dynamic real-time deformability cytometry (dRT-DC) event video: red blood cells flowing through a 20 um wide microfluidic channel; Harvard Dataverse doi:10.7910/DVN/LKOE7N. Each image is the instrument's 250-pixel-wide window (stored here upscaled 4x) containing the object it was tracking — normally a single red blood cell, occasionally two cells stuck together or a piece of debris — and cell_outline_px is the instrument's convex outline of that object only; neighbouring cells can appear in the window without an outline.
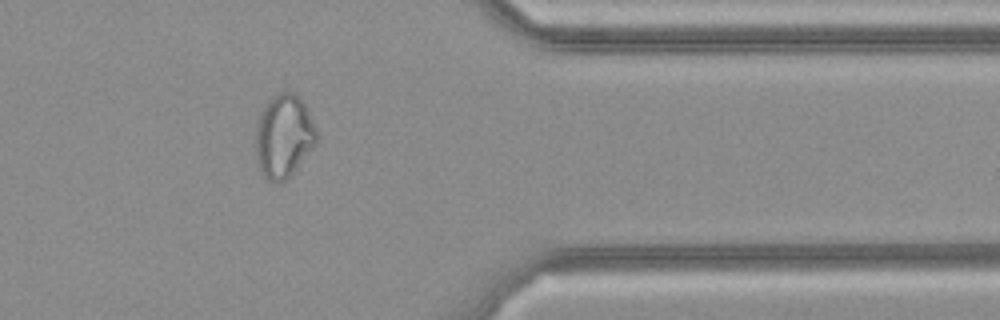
{"species": "common noctule bat (a hibernating species)", "species_latin": "Nyctalus noctula", "temperature_condition": "cold", "stored_images_in_passage": 27, "camera_frame_rate_fps": 3000, "um_per_image_px": 0.085, "animal": {"sex": "female", "body_mass_g": 21.9}, "frame": {"image": 1, "passage_image": 20, "time_ms": 6.333, "image_size_px": [1000, 320], "cell_outline_px": [[316, 144], [292, 172], [284, 180], [276, 184], [268, 180], [260, 172], [256, 156], [256, 120], [264, 104], [272, 96], [280, 92], [292, 92], [304, 104], [316, 128]], "centroid_in_image_um": [24.07, 11.57], "position_along_channel_um": 387.3, "area_um2": 29.3}}